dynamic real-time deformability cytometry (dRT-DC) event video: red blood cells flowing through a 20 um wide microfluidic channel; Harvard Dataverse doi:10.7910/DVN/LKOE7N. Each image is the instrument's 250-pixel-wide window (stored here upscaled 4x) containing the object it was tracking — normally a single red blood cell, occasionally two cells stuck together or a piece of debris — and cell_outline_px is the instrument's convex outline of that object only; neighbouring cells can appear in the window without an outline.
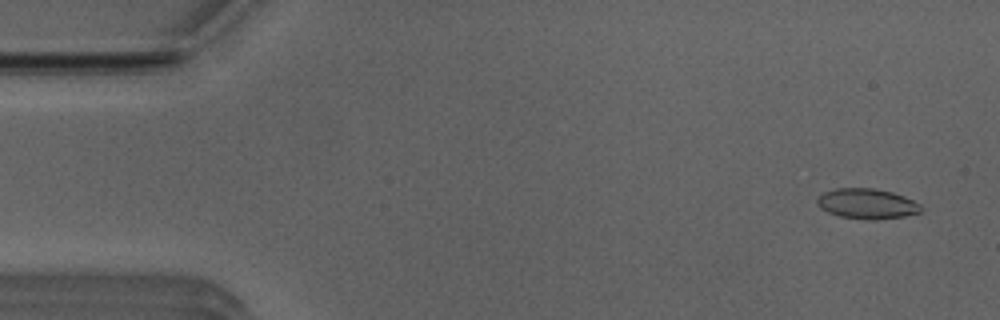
{"species": "Egyptian fruit bat (a non-hibernating species)", "species_latin": "Rousettus aegyptiacus", "temperature_condition": "room temperature", "stored_images_in_passage": 15, "camera_frame_rate_fps": 3000, "um_per_image_px": 0.085, "animal": {"sex": "male"}, "frame": {"image": 1, "passage_image": 3, "time_ms": 0.667, "image_size_px": [1000, 320], "cell_outline_px": [[924, 208], [920, 212], [904, 216], [876, 220], [864, 220], [840, 216], [828, 212], [820, 208], [816, 200], [824, 192], [836, 188], [872, 188], [892, 192], [904, 196], [920, 204]], "centroid_in_image_um": [73.71, 17.32], "position_along_channel_um": 11.3, "area_um2": 18.32}}